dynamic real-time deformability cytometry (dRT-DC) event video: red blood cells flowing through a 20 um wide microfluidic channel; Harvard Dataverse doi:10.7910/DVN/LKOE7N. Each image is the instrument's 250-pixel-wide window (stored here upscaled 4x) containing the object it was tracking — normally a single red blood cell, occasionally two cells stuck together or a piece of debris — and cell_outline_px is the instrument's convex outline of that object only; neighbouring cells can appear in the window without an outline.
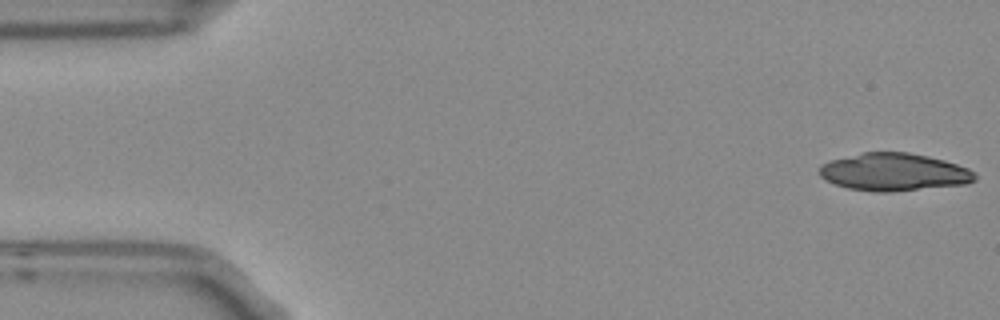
{"species": "Egyptian fruit bat (a non-hibernating species)", "species_latin": "Rousettus aegyptiacus", "temperature_condition": "room temperature", "stored_images_in_passage": 5, "camera_frame_rate_fps": 3000, "um_per_image_px": 0.085, "frame": {"image": 1, "passage_image": 1, "time_ms": 0.0, "image_size_px": [1000, 320], "cell_outline_px": [[976, 180], [968, 184], [892, 192], [872, 192], [848, 188], [824, 180], [816, 172], [820, 164], [832, 160], [864, 152], [908, 152], [928, 156], [944, 160], [968, 168], [976, 172]], "centroid_in_image_um": [75.98, 14.63], "position_along_channel_um": 9.0, "area_um2": 34.45}}